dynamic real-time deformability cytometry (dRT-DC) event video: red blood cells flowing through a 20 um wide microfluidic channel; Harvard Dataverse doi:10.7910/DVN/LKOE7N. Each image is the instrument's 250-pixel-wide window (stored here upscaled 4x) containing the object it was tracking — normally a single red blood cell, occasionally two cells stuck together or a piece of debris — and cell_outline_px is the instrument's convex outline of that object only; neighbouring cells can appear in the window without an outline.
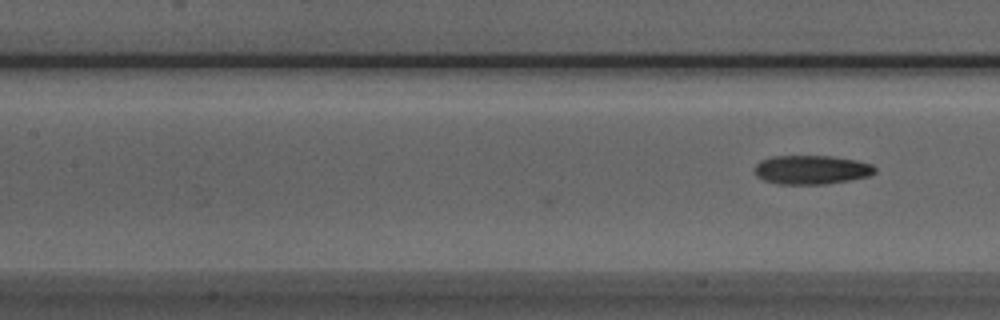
{"species": "Egyptian fruit bat (a non-hibernating species)", "species_latin": "Rousettus aegyptiacus", "temperature_condition": "room temperature", "stored_images_in_passage": 11, "camera_frame_rate_fps": 3000, "um_per_image_px": 0.085, "animal": {"sex": "male"}, "frame": {"image": 1, "passage_image": 11, "time_ms": 3.333, "image_size_px": [1000, 320], "cell_outline_px": [[876, 172], [868, 176], [848, 180], [824, 184], [780, 184], [764, 180], [756, 176], [752, 168], [760, 160], [772, 156], [832, 156], [856, 160], [872, 164], [876, 168]], "centroid_in_image_um": [68.94, 14.42], "position_along_channel_um": 138.5, "area_um2": 20.4}}